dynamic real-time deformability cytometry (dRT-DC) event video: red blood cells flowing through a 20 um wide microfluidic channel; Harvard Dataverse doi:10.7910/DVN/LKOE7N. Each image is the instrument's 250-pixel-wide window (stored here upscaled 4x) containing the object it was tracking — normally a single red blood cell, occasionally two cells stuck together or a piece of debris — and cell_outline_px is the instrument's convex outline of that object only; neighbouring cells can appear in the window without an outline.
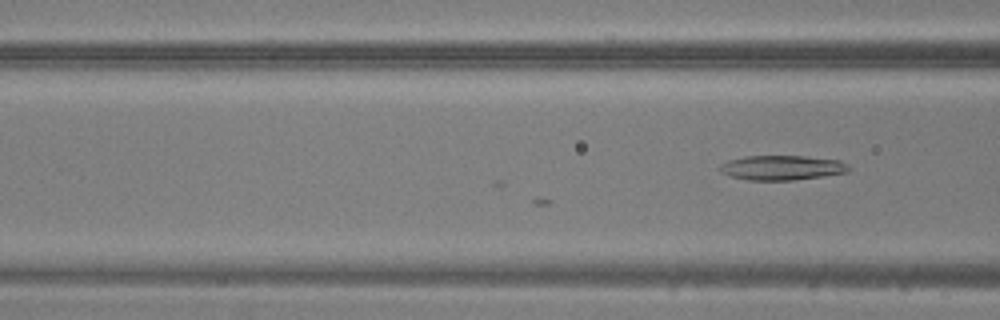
{"species": "common noctule bat (a hibernating species)", "species_latin": "Nyctalus noctula", "temperature_condition": "warm", "stored_images_in_passage": 5, "camera_frame_rate_fps": 3000, "um_per_image_px": 0.085, "animal": {"sex": "male", "body_mass_g": 20.5, "forearm_length_mm": 52.5}, "frame": {"image": 1, "passage_image": 5, "time_ms": 1.333, "image_size_px": [1000, 320], "cell_outline_px": [[848, 172], [792, 180], [748, 180], [732, 176], [720, 172], [720, 164], [728, 160], [744, 156], [804, 156], [840, 160], [848, 164]], "centroid_in_image_um": [66.44, 14.24], "position_along_channel_um": 100.2, "area_um2": 18.38}}